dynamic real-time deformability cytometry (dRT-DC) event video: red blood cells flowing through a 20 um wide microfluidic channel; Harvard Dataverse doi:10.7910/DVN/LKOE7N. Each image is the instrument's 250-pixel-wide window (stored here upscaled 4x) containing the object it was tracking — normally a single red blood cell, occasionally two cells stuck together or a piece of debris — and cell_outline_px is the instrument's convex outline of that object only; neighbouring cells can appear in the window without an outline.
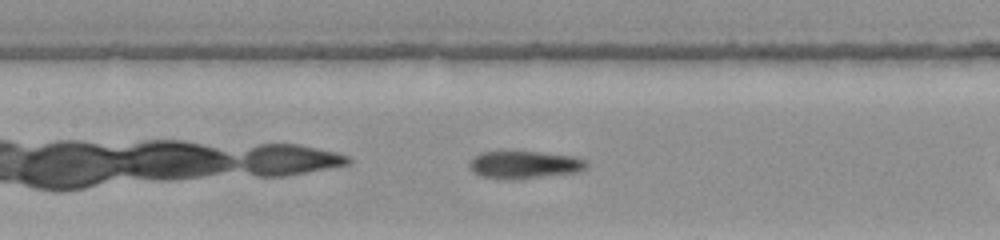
{"species": "common noctule bat (a hibernating species)", "species_latin": "Nyctalus noctula", "temperature_condition": "warm", "stored_images_in_passage": 11, "camera_frame_rate_fps": 3000, "um_per_image_px": 0.085, "animal": {"sex": "female", "body_mass_g": 22.0, "forearm_length_mm": 56.7}, "frame": {"image": 1, "passage_image": 10, "time_ms": 3.0, "image_size_px": [1000, 240], "cell_outline_px": [[588, 168], [580, 172], [520, 180], [508, 180], [480, 176], [472, 172], [468, 164], [480, 152], [540, 152], [572, 156], [588, 160]], "centroid_in_image_um": [44.63, 14.03], "position_along_channel_um": 162.8, "area_um2": 19.19}}